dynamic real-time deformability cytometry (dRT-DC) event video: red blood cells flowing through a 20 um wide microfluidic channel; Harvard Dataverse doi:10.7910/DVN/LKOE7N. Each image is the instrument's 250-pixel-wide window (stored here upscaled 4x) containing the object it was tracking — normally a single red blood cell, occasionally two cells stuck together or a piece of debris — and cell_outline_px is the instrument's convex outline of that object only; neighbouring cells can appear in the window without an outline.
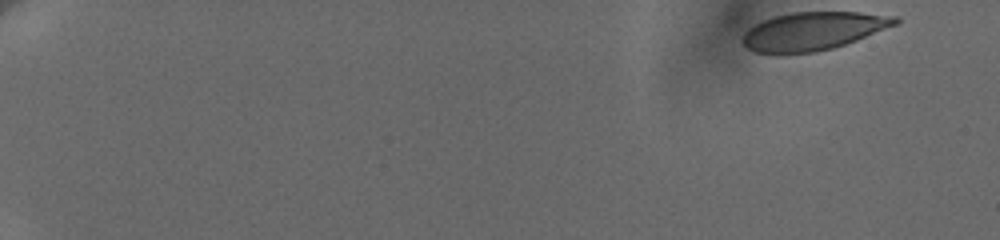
{"species": "human", "species_latin": "Homo sapiens", "temperature_condition": "cold", "stored_images_in_passage": 65, "camera_frame_rate_fps": 3000, "um_per_image_px": 0.085, "donor": {"sex": "female"}, "frame": {"image": 1, "passage_image": 1, "time_ms": 0.0, "image_size_px": [1000, 240], "cell_outline_px": [[900, 24], [856, 40], [832, 48], [816, 52], [780, 56], [756, 52], [748, 48], [740, 40], [744, 32], [748, 28], [764, 20], [776, 16], [792, 12], [860, 12], [900, 16]], "centroid_in_image_um": [69.13, 2.66], "position_along_channel_um": 15.9, "area_um2": 34.62}}
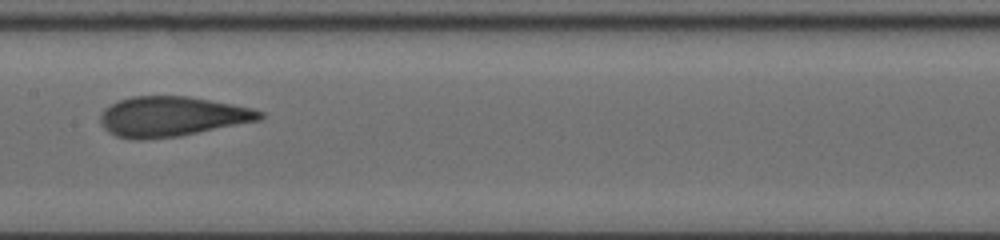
{"frame": {"image": 2, "passage_image": 29, "time_ms": 10.0, "image_size_px": [1000, 240], "cell_outline_px": [[264, 116], [260, 120], [180, 136], [144, 140], [136, 140], [116, 136], [108, 132], [100, 124], [100, 116], [104, 108], [120, 100], [132, 96], [188, 96], [232, 104], [252, 108], [264, 112]], "centroid_in_image_um": [14.59, 9.91], "position_along_channel_um": 192.8, "area_um2": 37.22}}
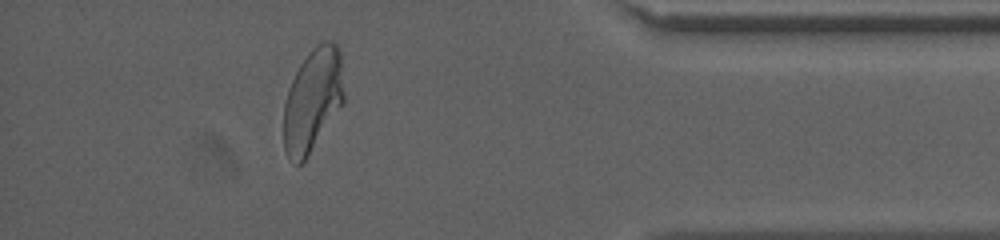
{"frame": {"image": 3, "passage_image": 59, "time_ms": 16.667, "image_size_px": [1000, 240], "cell_outline_px": [[344, 104], [308, 156], [300, 164], [296, 164], [288, 160], [284, 152], [284, 104], [288, 88], [300, 64], [308, 52], [316, 44], [324, 40], [332, 40], [336, 44], [340, 52], [344, 92]], "centroid_in_image_um": [26.58, 8.52], "position_along_channel_um": 408.6, "area_um2": 36.76}, "authors_computed_cell_mechanics": {"area_um2": 36.1828, "velocity_mm_per_s": 3.6417, "shape_relaxation_time_tau1_ms": 4.2979, "shape_relaxation_time_tau2_ms": 0.8318, "deformation_change_tau1": 0.1888, "deformation_change_tau2": 0.0798}}